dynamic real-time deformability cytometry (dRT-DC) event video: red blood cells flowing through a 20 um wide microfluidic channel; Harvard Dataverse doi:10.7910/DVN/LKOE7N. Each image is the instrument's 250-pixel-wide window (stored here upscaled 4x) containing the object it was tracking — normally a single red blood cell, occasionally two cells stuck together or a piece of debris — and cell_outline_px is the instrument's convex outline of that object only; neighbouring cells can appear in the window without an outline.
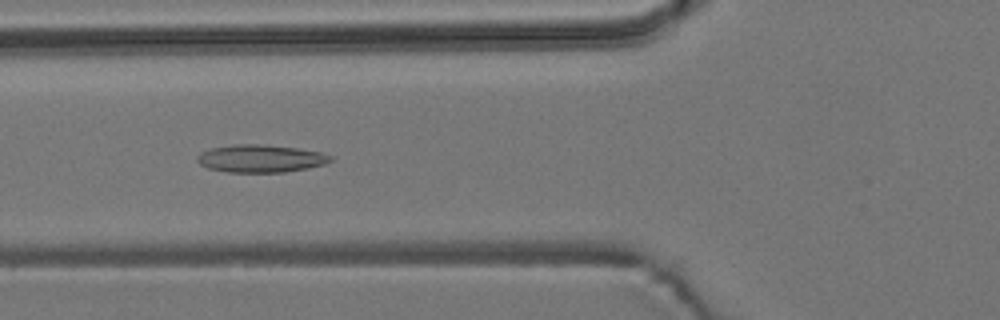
{"species": "common noctule bat (a hibernating species)", "species_latin": "Nyctalus noctula", "temperature_condition": "room temperature", "stored_images_in_passage": 28, "camera_frame_rate_fps": 3000, "um_per_image_px": 0.085, "animal": {"sex": "male", "body_mass_g": 19.2, "forearm_length_mm": 51.8}, "frame": {"image": 1, "passage_image": 20, "time_ms": 6.333, "image_size_px": [1000, 320], "cell_outline_px": [[332, 160], [324, 164], [308, 168], [284, 172], [228, 172], [208, 168], [200, 164], [196, 160], [196, 156], [200, 152], [212, 148], [236, 144], [260, 144], [296, 148], [320, 152], [332, 156]], "centroid_in_image_um": [22.13, 13.47], "position_along_channel_um": 103.7, "area_um2": 21.39}}
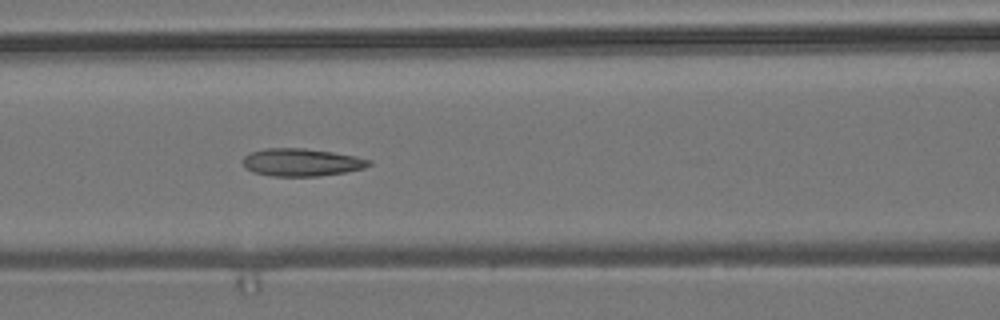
{"frame": {"image": 2, "passage_image": 23, "time_ms": 7.333, "image_size_px": [1000, 320], "cell_outline_px": [[372, 164], [364, 168], [344, 172], [320, 176], [272, 176], [252, 172], [244, 168], [244, 156], [252, 152], [264, 148], [304, 148], [332, 152], [356, 156], [372, 160]], "centroid_in_image_um": [25.64, 13.8], "position_along_channel_um": 141.0, "area_um2": 20.35}}
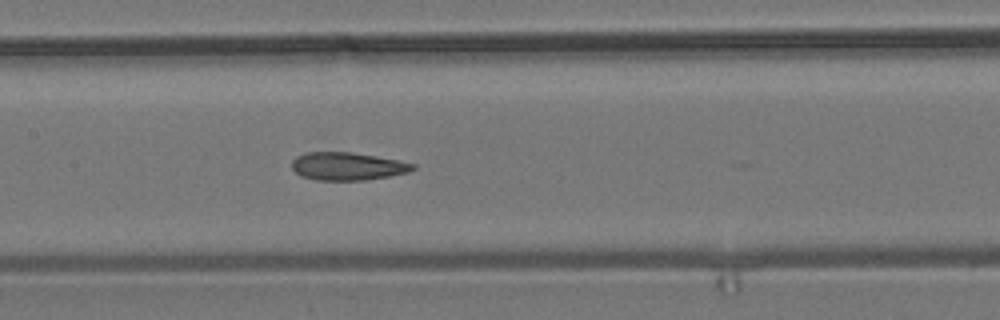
{"frame": {"image": 3, "passage_image": 26, "time_ms": 8.333, "image_size_px": [1000, 320], "cell_outline_px": [[416, 168], [408, 172], [388, 176], [364, 180], [316, 180], [300, 176], [292, 168], [292, 160], [296, 156], [308, 152], [352, 152], [400, 160], [416, 164]], "centroid_in_image_um": [29.54, 14.13], "position_along_channel_um": 177.9, "area_um2": 19.71}}